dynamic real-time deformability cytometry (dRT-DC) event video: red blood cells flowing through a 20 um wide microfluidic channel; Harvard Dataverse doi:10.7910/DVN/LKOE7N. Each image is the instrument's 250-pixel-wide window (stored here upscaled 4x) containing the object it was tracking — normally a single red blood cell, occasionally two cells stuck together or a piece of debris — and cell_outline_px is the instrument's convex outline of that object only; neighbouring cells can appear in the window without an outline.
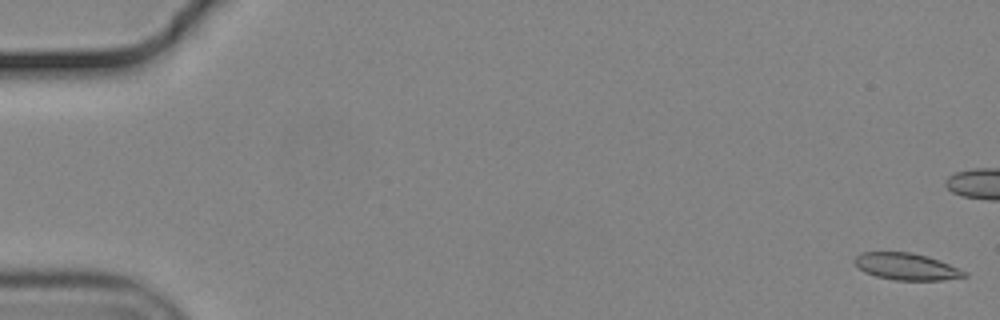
{"species": "common noctule bat (a hibernating species)", "species_latin": "Nyctalus noctula", "temperature_condition": "cold", "stored_images_in_passage": 57, "camera_frame_rate_fps": 3000, "um_per_image_px": 0.085, "animal": {"sex": "male", "body_mass_g": 19.2, "forearm_length_mm": 51.8}, "frame": {"image": 1, "passage_image": 1, "time_ms": 0.0, "image_size_px": [1000, 320], "cell_outline_px": [[968, 276], [940, 280], [896, 280], [876, 276], [864, 272], [852, 260], [860, 252], [912, 252], [928, 256], [968, 272]], "centroid_in_image_um": [77.03, 22.65], "position_along_channel_um": 8.0, "area_um2": 17.11}}
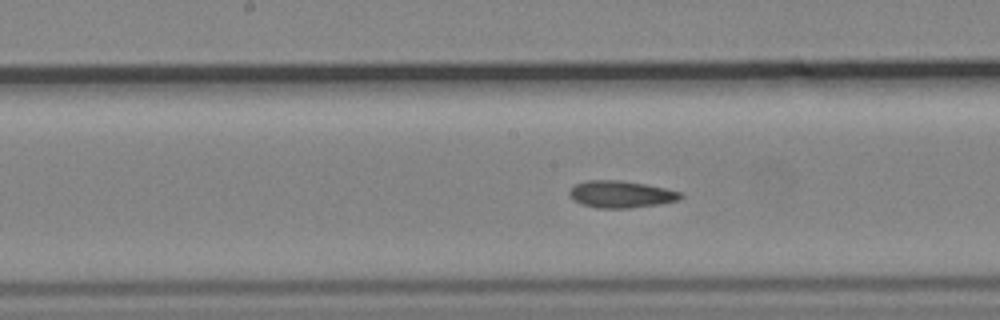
{"frame": {"image": 2, "passage_image": 29, "time_ms": 9.333, "image_size_px": [1000, 320], "cell_outline_px": [[684, 196], [680, 200], [660, 204], [628, 208], [596, 208], [580, 204], [572, 200], [568, 196], [568, 192], [576, 184], [584, 180], [620, 180], [644, 184], [684, 192]], "centroid_in_image_um": [52.77, 16.52], "position_along_channel_um": 195.4, "area_um2": 17.74}}
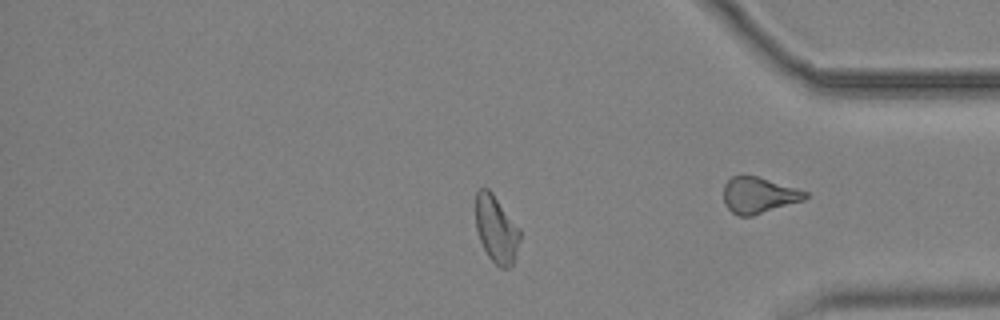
{"frame": {"image": 3, "passage_image": 47, "time_ms": 15.333, "image_size_px": [1000, 320], "cell_outline_px": [[520, 240], [512, 264], [508, 268], [500, 268], [488, 256], [480, 240], [476, 228], [476, 192], [480, 188], [488, 188], [492, 192], [520, 228]], "centroid_in_image_um": [42.18, 19.46], "position_along_channel_um": 393.0, "area_um2": 17.22}, "authors_computed_cell_mechanics": {"area_um2": 17.5712, "velocity_mm_per_s": 3.6934, "shape_relaxation_time_tau1_ms": 9.0662, "shape_relaxation_time_tau2_ms": 4.2873, "deformation_change_tau1": 0.1629, "deformation_change_tau2": 0.0813}}